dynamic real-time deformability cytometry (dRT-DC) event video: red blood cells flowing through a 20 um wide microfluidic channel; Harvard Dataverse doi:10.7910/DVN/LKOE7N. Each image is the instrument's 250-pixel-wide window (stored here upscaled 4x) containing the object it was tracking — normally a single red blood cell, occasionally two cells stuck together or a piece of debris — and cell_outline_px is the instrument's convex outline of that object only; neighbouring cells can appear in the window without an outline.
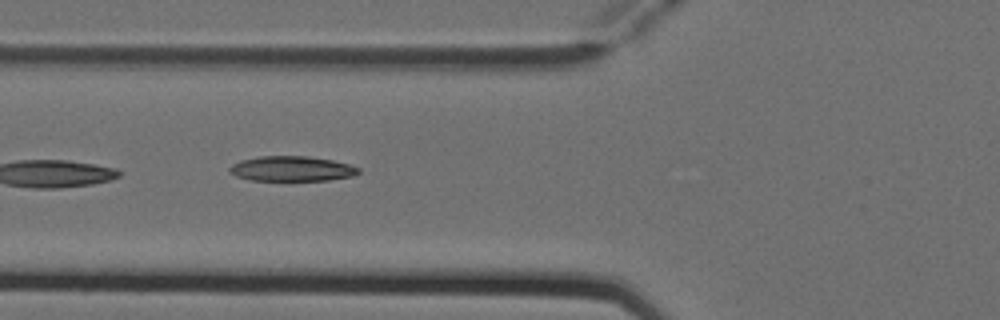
{"species": "Egyptian fruit bat (a non-hibernating species)", "species_latin": "Rousettus aegyptiacus", "temperature_condition": "cold", "stored_images_in_passage": 4, "camera_frame_rate_fps": 3000, "um_per_image_px": 0.085, "animal": {"sex": "female"}, "frame": {"image": 1, "passage_image": 3, "time_ms": 0.667, "image_size_px": [1000, 320], "cell_outline_px": [[360, 172], [352, 176], [328, 180], [252, 180], [236, 176], [228, 172], [228, 168], [232, 164], [240, 160], [260, 156], [308, 156], [332, 160], [348, 164], [360, 168]], "centroid_in_image_um": [24.77, 14.33], "position_along_channel_um": 101.0, "area_um2": 18.79}}